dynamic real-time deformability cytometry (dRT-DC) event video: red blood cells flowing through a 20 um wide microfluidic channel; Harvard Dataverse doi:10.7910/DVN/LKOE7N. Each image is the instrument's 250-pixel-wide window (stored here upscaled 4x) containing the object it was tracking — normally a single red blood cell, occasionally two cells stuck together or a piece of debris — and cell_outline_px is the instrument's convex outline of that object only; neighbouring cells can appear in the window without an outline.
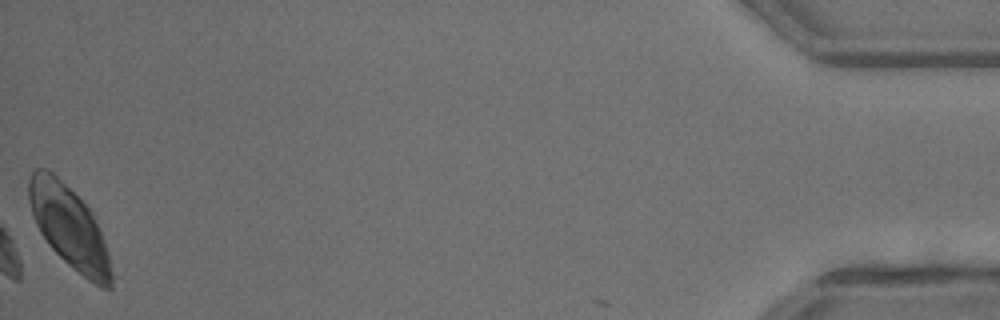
{"species": "common noctule bat (a hibernating species)", "species_latin": "Nyctalus noctula", "temperature_condition": "warm", "stored_images_in_passage": 26, "camera_frame_rate_fps": 3000, "um_per_image_px": 0.085, "animal": {"sex": "male", "body_mass_g": 13.3}, "frame": {"image": 1, "passage_image": 26, "time_ms": 8.333, "image_size_px": [1000, 320], "cell_outline_px": [[116, 276], [112, 288], [100, 288], [88, 280], [72, 268], [48, 244], [40, 232], [32, 216], [28, 200], [28, 180], [32, 172], [36, 168], [48, 168], [92, 212], [108, 252]], "centroid_in_image_um": [5.91, 19.37], "position_along_channel_um": 429.3, "area_um2": 39.48}}